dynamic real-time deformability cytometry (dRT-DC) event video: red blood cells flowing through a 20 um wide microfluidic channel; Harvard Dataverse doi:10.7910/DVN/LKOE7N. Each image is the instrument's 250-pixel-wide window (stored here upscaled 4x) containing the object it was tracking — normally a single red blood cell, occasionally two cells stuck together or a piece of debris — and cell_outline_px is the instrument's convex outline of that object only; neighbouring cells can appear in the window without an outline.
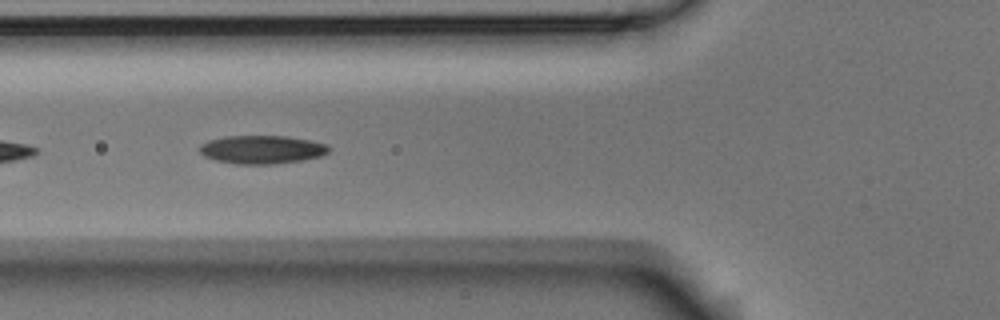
{"species": "Egyptian fruit bat (a non-hibernating species)", "species_latin": "Rousettus aegyptiacus", "temperature_condition": "room temperature", "stored_images_in_passage": 15, "camera_frame_rate_fps": 3000, "um_per_image_px": 0.085, "animal": {"sex": "male"}, "frame": {"image": 1, "passage_image": 5, "time_ms": 1.333, "image_size_px": [1000, 320], "cell_outline_px": [[328, 152], [320, 156], [300, 160], [272, 164], [236, 164], [216, 160], [204, 156], [200, 152], [200, 144], [208, 140], [224, 136], [288, 136], [312, 140], [328, 144]], "centroid_in_image_um": [22.25, 12.7], "position_along_channel_um": 103.6, "area_um2": 21.33}}
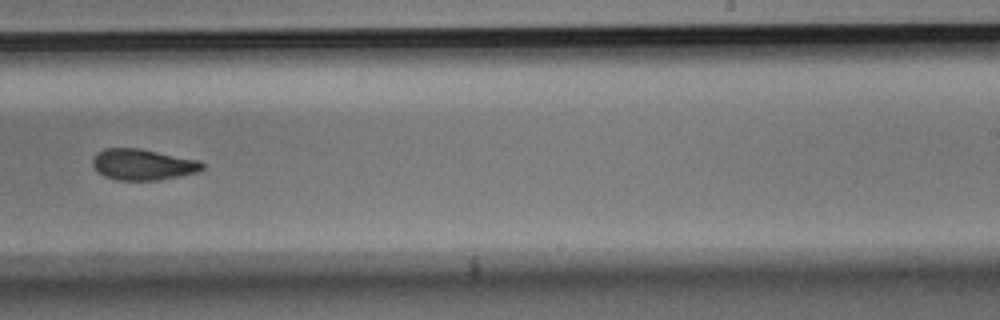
{"frame": {"image": 2, "passage_image": 9, "time_ms": 2.667, "image_size_px": [1000, 320], "cell_outline_px": [[204, 168], [200, 172], [160, 180], [116, 180], [104, 176], [92, 164], [92, 160], [96, 152], [104, 148], [140, 148], [200, 160], [204, 164]], "centroid_in_image_um": [12.17, 13.98], "position_along_channel_um": 276.8, "area_um2": 20.06}}
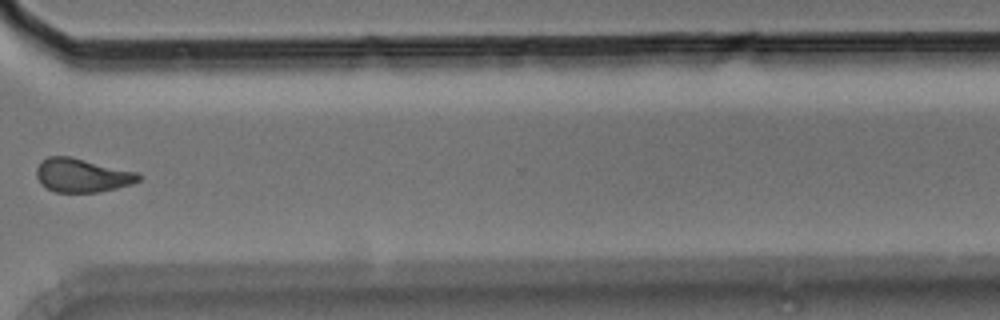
{"frame": {"image": 3, "passage_image": 11, "time_ms": 3.333, "image_size_px": [1000, 320], "cell_outline_px": [[140, 180], [132, 184], [100, 192], [56, 192], [40, 184], [36, 176], [36, 168], [40, 160], [48, 156], [68, 156], [140, 172]], "centroid_in_image_um": [6.97, 14.89], "position_along_channel_um": 363.6, "area_um2": 20.23}}